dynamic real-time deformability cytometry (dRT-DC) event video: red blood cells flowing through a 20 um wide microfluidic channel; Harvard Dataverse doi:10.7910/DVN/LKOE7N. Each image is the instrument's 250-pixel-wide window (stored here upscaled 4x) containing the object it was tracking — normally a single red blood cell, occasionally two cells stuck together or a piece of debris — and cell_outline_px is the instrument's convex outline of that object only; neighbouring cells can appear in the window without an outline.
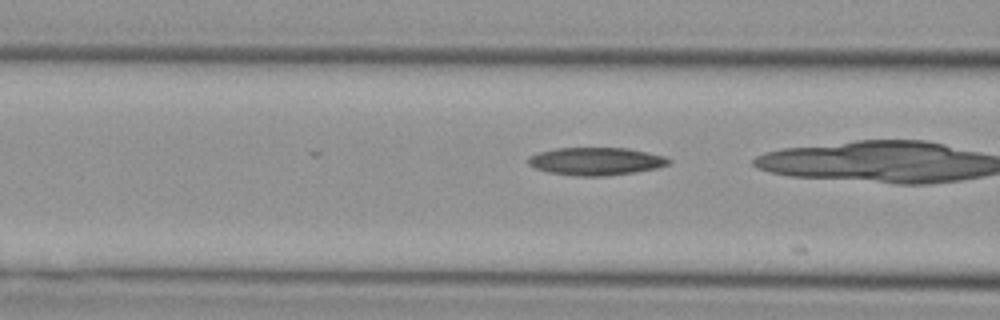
{"species": "Egyptian fruit bat (a non-hibernating species)", "species_latin": "Rousettus aegyptiacus", "temperature_condition": "cold", "stored_images_in_passage": 4, "camera_frame_rate_fps": 3000, "um_per_image_px": 0.085, "animal": {"sex": "female"}, "frame": {"image": 1, "passage_image": 3, "time_ms": 0.667, "image_size_px": [1000, 320], "cell_outline_px": [[672, 160], [668, 164], [656, 168], [636, 172], [604, 176], [576, 176], [548, 172], [536, 168], [528, 164], [528, 156], [540, 152], [556, 148], [628, 148], [648, 152], [664, 156]], "centroid_in_image_um": [50.66, 13.71], "position_along_channel_um": 115.9, "area_um2": 22.72}}